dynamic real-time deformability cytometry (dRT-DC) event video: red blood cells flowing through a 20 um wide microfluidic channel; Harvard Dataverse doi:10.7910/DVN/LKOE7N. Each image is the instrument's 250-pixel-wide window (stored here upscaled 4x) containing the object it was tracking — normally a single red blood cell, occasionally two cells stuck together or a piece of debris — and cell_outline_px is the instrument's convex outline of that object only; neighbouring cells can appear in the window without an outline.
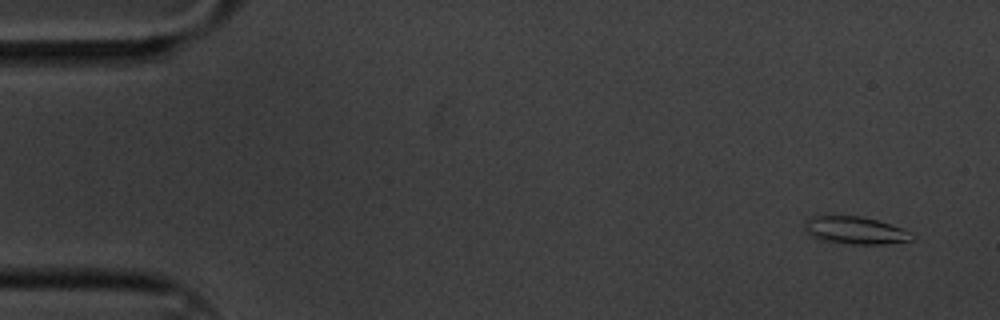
{"species": "common noctule bat (a hibernating species)", "species_latin": "Nyctalus noctula", "temperature_condition": "cold", "stored_images_in_passage": 12, "camera_frame_rate_fps": 3000, "um_per_image_px": 0.085, "animal": {"sex": "male", "body_mass_g": 20.1, "forearm_length_mm": 53.5}, "frame": {"image": 1, "passage_image": 1, "time_ms": 0.0, "image_size_px": [1000, 320], "cell_outline_px": [[912, 240], [884, 244], [852, 244], [820, 240], [808, 232], [804, 228], [804, 224], [808, 220], [816, 216], [860, 216], [876, 220], [900, 228], [908, 232]], "centroid_in_image_um": [72.66, 19.59], "position_along_channel_um": 12.3, "area_um2": 16.59}}
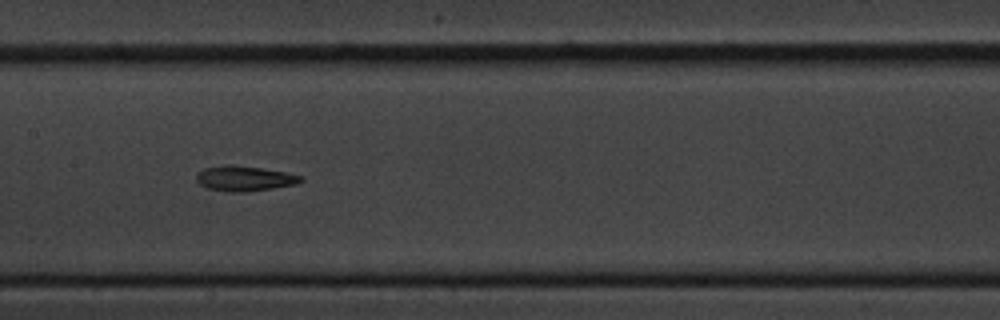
{"frame": {"image": 2, "passage_image": 8, "time_ms": 2.333, "image_size_px": [1000, 320], "cell_outline_px": [[304, 180], [296, 184], [272, 188], [244, 192], [228, 192], [208, 188], [200, 184], [196, 180], [196, 176], [204, 168], [224, 164], [232, 164], [288, 172], [304, 176]], "centroid_in_image_um": [20.81, 15.16], "position_along_channel_um": 186.6, "area_um2": 15.37}}
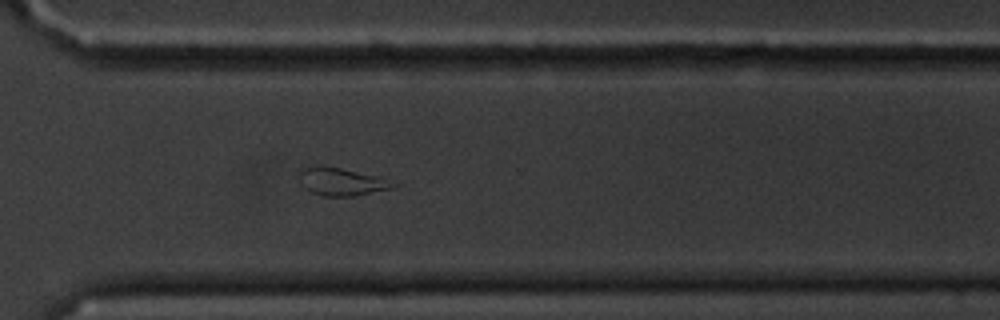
{"frame": {"image": 3, "passage_image": 12, "time_ms": 3.667, "image_size_px": [1000, 320], "cell_outline_px": [[400, 184], [392, 188], [352, 196], [324, 196], [312, 192], [304, 188], [300, 176], [300, 172], [304, 168], [320, 164], [324, 164], [380, 176]], "centroid_in_image_um": [29.06, 15.41], "position_along_channel_um": 341.5, "area_um2": 15.32}}